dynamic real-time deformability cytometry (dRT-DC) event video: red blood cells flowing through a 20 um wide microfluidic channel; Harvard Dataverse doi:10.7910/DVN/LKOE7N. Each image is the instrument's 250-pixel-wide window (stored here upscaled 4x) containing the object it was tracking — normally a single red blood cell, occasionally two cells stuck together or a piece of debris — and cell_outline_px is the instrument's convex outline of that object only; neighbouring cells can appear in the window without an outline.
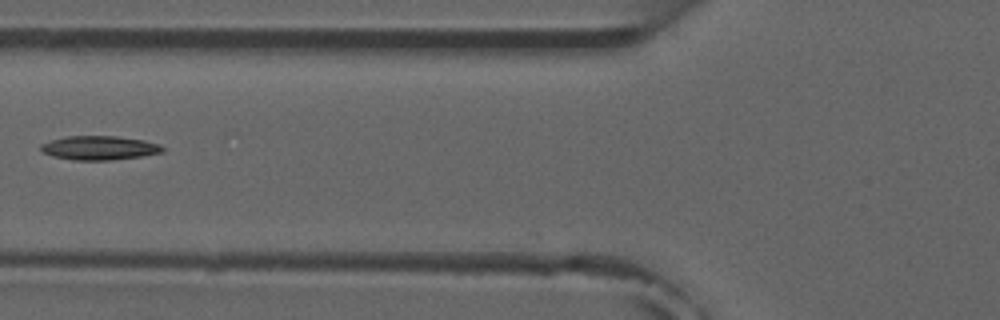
{"species": "common noctule bat (a hibernating species)", "species_latin": "Nyctalus noctula", "temperature_condition": "room temperature", "stored_images_in_passage": 5, "camera_frame_rate_fps": 3000, "um_per_image_px": 0.085, "animal": {"sex": "male", "forearm_length_mm": 52.5}, "frame": {"image": 1, "passage_image": 3, "time_ms": 2.333, "image_size_px": [1000, 320], "cell_outline_px": [[164, 152], [140, 156], [108, 160], [72, 160], [52, 156], [44, 152], [40, 148], [40, 144], [52, 140], [68, 136], [116, 136], [144, 140], [160, 144], [164, 148]], "centroid_in_image_um": [8.45, 12.57], "position_along_channel_um": 117.3, "area_um2": 16.94}}
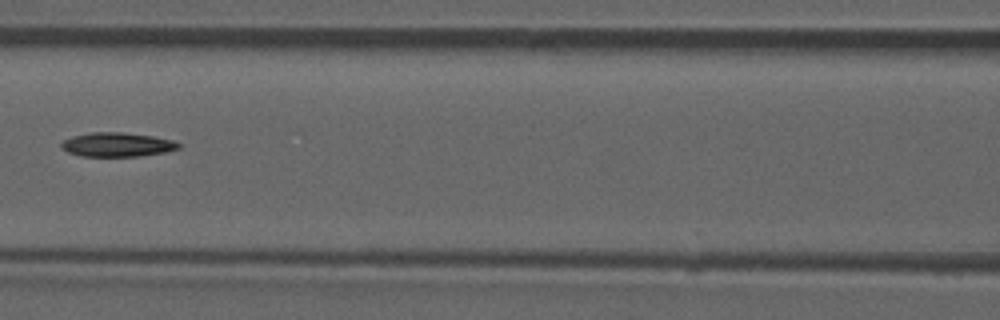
{"frame": {"image": 2, "passage_image": 4, "time_ms": 3.333, "image_size_px": [1000, 320], "cell_outline_px": [[180, 148], [164, 152], [140, 156], [80, 156], [68, 152], [60, 148], [60, 144], [64, 140], [72, 136], [88, 132], [124, 132], [152, 136], [172, 140], [180, 144]], "centroid_in_image_um": [9.91, 12.29], "position_along_channel_um": 156.7, "area_um2": 16.53}}